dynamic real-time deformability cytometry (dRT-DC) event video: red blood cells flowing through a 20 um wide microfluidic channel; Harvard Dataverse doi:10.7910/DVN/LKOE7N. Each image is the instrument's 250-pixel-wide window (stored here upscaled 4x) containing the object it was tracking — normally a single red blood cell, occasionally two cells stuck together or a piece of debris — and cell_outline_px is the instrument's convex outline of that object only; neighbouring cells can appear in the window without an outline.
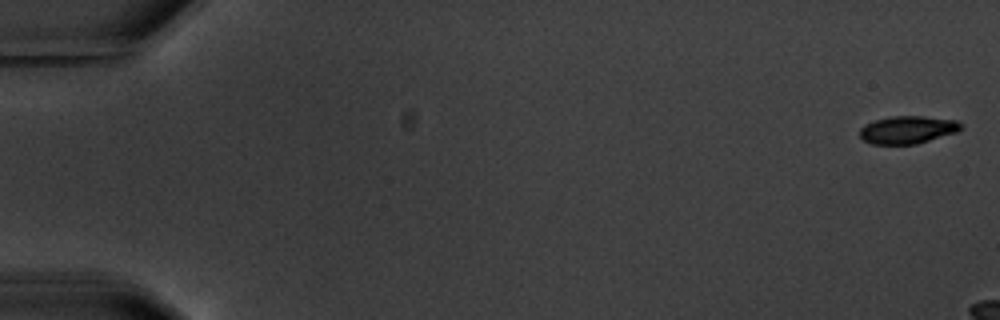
{"species": "common noctule bat (a hibernating species)", "species_latin": "Nyctalus noctula", "temperature_condition": "warm", "stored_images_in_passage": 5, "camera_frame_rate_fps": 3000, "um_per_image_px": 0.085, "animal": {"sex": "male", "body_mass_g": 20.1, "forearm_length_mm": 53.5}, "frame": {"image": 1, "passage_image": 1, "time_ms": 0.0, "image_size_px": [1000, 320], "cell_outline_px": [[964, 128], [956, 132], [916, 144], [872, 144], [864, 140], [860, 136], [860, 128], [864, 124], [876, 120], [892, 116], [924, 116], [956, 120]], "centroid_in_image_um": [77.14, 11.02], "position_along_channel_um": 7.9, "area_um2": 16.24}}